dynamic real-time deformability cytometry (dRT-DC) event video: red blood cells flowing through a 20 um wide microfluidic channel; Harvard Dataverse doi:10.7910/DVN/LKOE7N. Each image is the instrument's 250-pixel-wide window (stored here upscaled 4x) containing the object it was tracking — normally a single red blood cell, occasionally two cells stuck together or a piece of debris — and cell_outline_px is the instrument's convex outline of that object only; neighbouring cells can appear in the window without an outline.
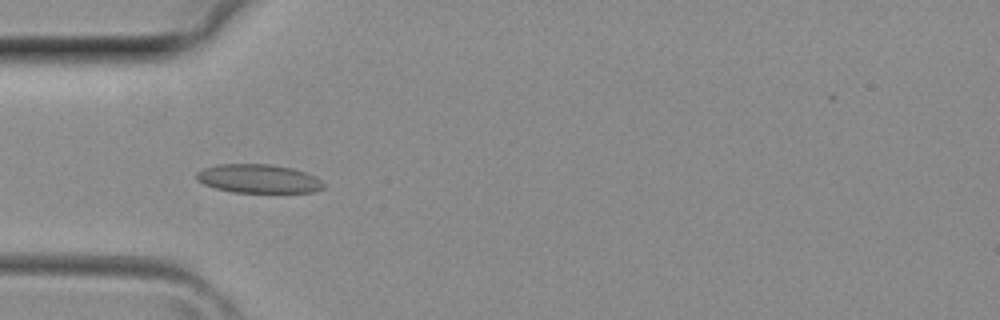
{"species": "common noctule bat (a hibernating species)", "species_latin": "Nyctalus noctula", "temperature_condition": "room temperature", "stored_images_in_passage": 38, "camera_frame_rate_fps": 3000, "um_per_image_px": 0.085, "animal": {"sex": "female", "body_mass_g": 29.2, "forearm_length_mm": 56.3}, "frame": {"image": 1, "passage_image": 11, "time_ms": 3.333, "image_size_px": [1000, 320], "cell_outline_px": [[324, 188], [312, 192], [232, 192], [216, 188], [204, 184], [196, 180], [196, 172], [204, 168], [216, 164], [272, 164], [292, 168], [304, 172], [320, 180], [324, 184]], "centroid_in_image_um": [21.93, 15.18], "position_along_channel_um": 63.1, "area_um2": 21.15}}
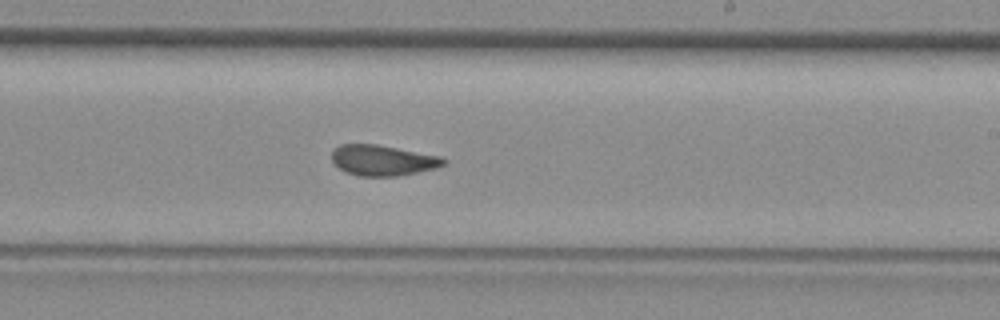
{"frame": {"image": 2, "passage_image": 22, "time_ms": 7.0, "image_size_px": [1000, 320], "cell_outline_px": [[448, 160], [444, 164], [436, 168], [396, 176], [360, 176], [348, 172], [340, 168], [332, 160], [332, 152], [340, 144], [376, 144], [440, 156]], "centroid_in_image_um": [32.55, 13.62], "position_along_channel_um": 256.5, "area_um2": 19.65}}
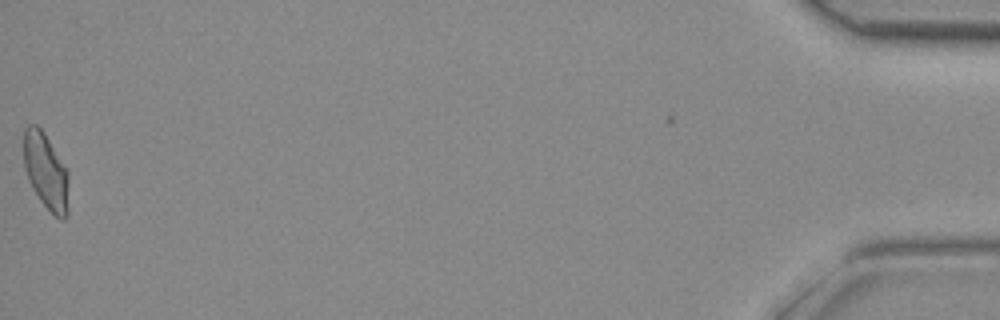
{"frame": {"image": 3, "passage_image": 38, "time_ms": 12.333, "image_size_px": [1000, 320], "cell_outline_px": [[68, 216], [64, 220], [60, 220], [40, 200], [32, 188], [28, 180], [24, 168], [24, 128], [28, 124], [36, 124], [44, 132], [68, 172]], "centroid_in_image_um": [3.9, 14.57], "position_along_channel_um": 431.3, "area_um2": 20.0}}